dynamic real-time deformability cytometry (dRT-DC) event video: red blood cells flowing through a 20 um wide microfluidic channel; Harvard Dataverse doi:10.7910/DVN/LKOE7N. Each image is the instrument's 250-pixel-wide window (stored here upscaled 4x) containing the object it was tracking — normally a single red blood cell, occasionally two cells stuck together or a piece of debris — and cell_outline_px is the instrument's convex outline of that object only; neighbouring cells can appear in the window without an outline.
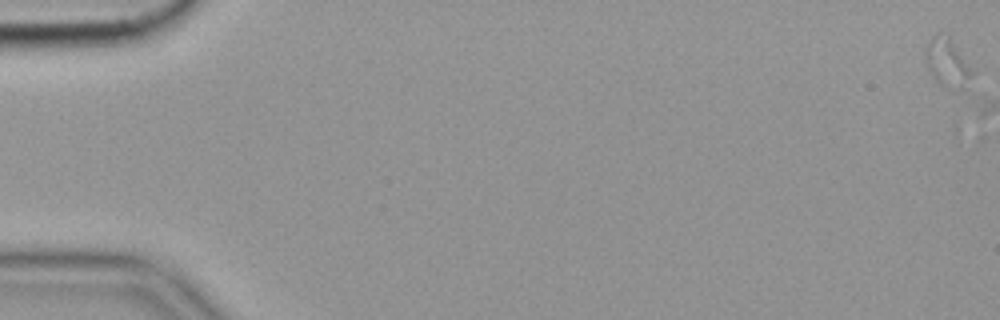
{"species": "common noctule bat (a hibernating species)", "species_latin": "Nyctalus noctula", "temperature_condition": "cold", "stored_images_in_passage": 2, "camera_frame_rate_fps": 3000, "um_per_image_px": 0.085, "animal": {"sex": "female", "body_mass_g": 19.9}, "frame": {"image": 1, "passage_image": 1, "time_ms": 0.0, "image_size_px": [1000, 320], "cell_outline_px": [[976, 72], [968, 76], [944, 84], [936, 80], [928, 68], [924, 56], [928, 44], [932, 36], [936, 32], [948, 32]], "centroid_in_image_um": [80.46, 5.03], "position_along_channel_um": 4.5, "area_um2": 12.08}}